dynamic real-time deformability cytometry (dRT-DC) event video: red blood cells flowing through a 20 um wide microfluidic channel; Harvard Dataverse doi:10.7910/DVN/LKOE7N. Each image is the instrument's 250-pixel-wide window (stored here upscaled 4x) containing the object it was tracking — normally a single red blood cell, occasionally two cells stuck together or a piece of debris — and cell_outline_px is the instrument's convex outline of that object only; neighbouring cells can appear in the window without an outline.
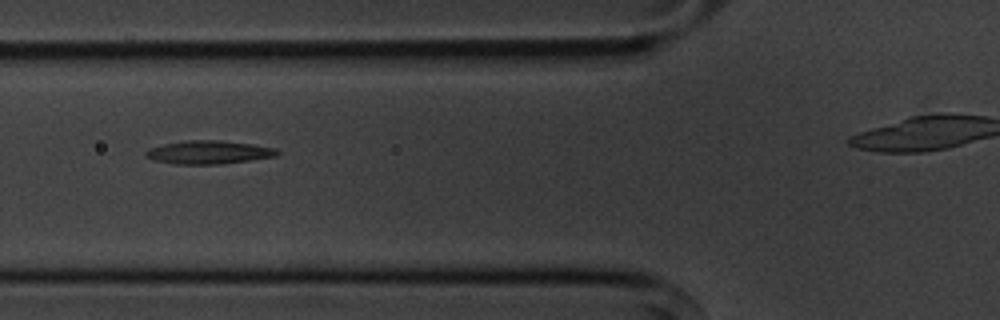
{"species": "common noctule bat (a hibernating species)", "species_latin": "Nyctalus noctula", "temperature_condition": "cold", "stored_images_in_passage": 6, "camera_frame_rate_fps": 3000, "um_per_image_px": 0.085, "animal": {"sex": "male", "body_mass_g": 20.1, "forearm_length_mm": 53.5}, "frame": {"image": 1, "passage_image": 2, "time_ms": 1.0, "image_size_px": [1000, 320], "cell_outline_px": [[280, 152], [276, 156], [220, 164], [176, 164], [152, 160], [144, 156], [144, 152], [148, 148], [164, 144], [188, 140], [220, 140], [252, 144], [276, 148]], "centroid_in_image_um": [17.7, 12.94], "position_along_channel_um": 108.1, "area_um2": 17.86}}
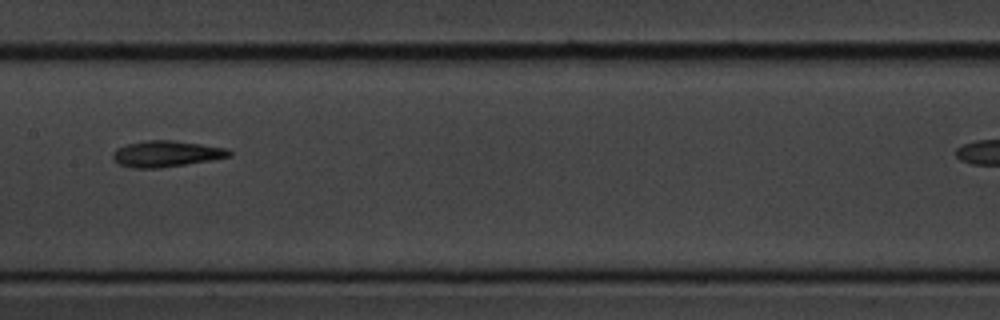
{"frame": {"image": 2, "passage_image": 4, "time_ms": 3.333, "image_size_px": [1000, 320], "cell_outline_px": [[232, 156], [212, 160], [160, 168], [132, 168], [120, 164], [112, 160], [112, 152], [116, 148], [128, 144], [148, 140], [172, 140], [228, 148], [232, 152]], "centroid_in_image_um": [14.13, 13.08], "position_along_channel_um": 193.3, "area_um2": 17.8}}
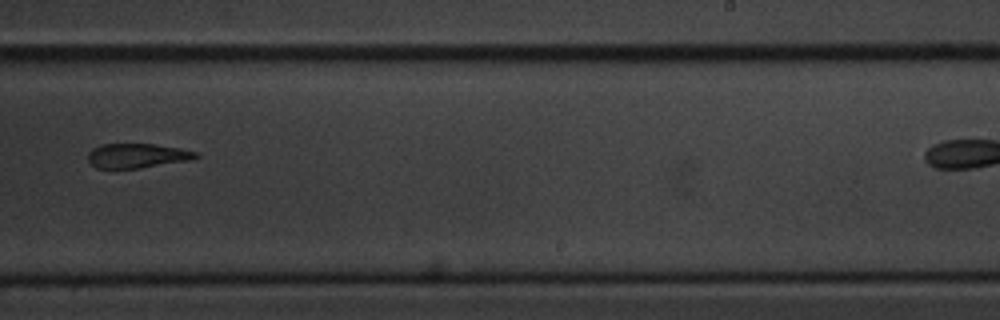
{"frame": {"image": 3, "passage_image": 6, "time_ms": 5.667, "image_size_px": [1000, 320], "cell_outline_px": [[200, 156], [192, 160], [140, 168], [96, 168], [88, 160], [88, 152], [92, 148], [100, 144], [152, 144], [180, 148], [196, 152]], "centroid_in_image_um": [11.65, 13.23], "position_along_channel_um": 277.3, "area_um2": 15.43}}